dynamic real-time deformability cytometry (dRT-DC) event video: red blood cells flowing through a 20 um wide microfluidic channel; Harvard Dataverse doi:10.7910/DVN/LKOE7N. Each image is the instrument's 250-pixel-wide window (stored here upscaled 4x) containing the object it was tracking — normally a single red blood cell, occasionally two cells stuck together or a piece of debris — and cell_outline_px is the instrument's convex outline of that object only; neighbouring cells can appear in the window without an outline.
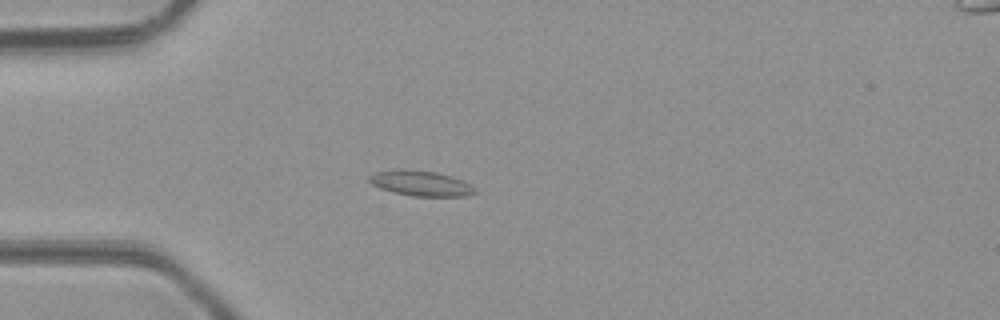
{"species": "common noctule bat (a hibernating species)", "species_latin": "Nyctalus noctula", "temperature_condition": "room temperature", "stored_images_in_passage": 35, "camera_frame_rate_fps": 3000, "um_per_image_px": 0.085, "animal": {"sex": "male", "body_mass_g": 23.1, "forearm_length_mm": 52.7}, "frame": {"image": 1, "passage_image": 1, "time_ms": 0.0, "image_size_px": [1000, 320], "cell_outline_px": [[476, 192], [468, 196], [412, 196], [380, 188], [372, 184], [368, 180], [368, 176], [376, 172], [396, 168], [404, 168], [436, 172], [452, 176], [472, 184], [476, 188]], "centroid_in_image_um": [35.78, 15.56], "position_along_channel_um": 49.2, "area_um2": 15.78}}
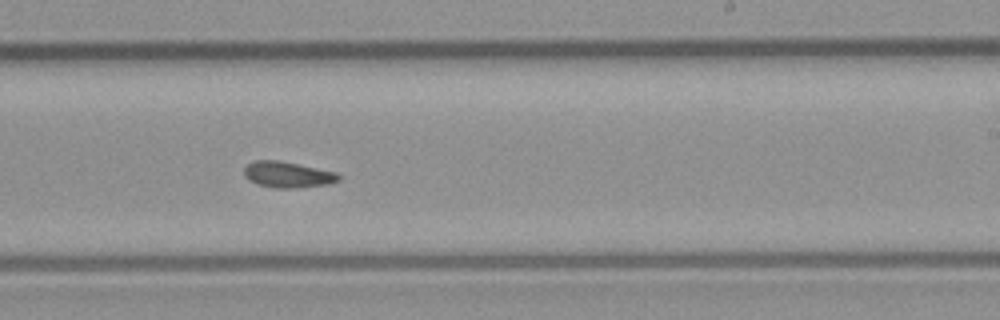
{"frame": {"image": 2, "passage_image": 17, "time_ms": 5.333, "image_size_px": [1000, 320], "cell_outline_px": [[340, 180], [328, 184], [292, 188], [276, 188], [256, 184], [248, 180], [244, 176], [244, 168], [248, 164], [256, 160], [280, 160], [336, 172], [340, 176]], "centroid_in_image_um": [24.43, 14.84], "position_along_channel_um": 264.6, "area_um2": 14.33}}
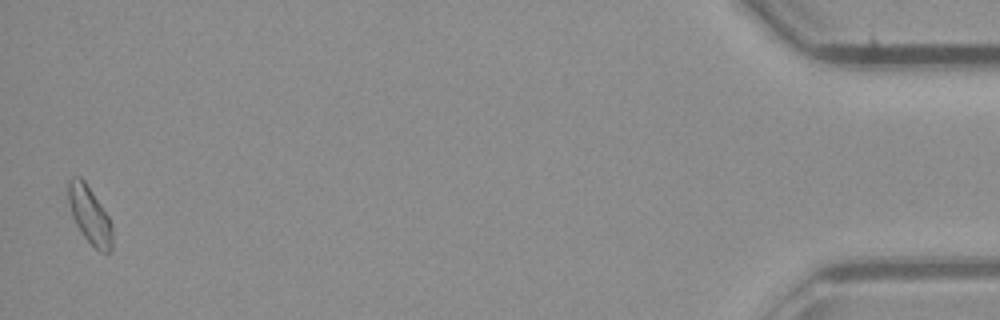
{"frame": {"image": 3, "passage_image": 35, "time_ms": 11.333, "image_size_px": [1000, 320], "cell_outline_px": [[112, 248], [108, 252], [100, 252], [84, 236], [76, 224], [72, 216], [68, 200], [68, 180], [72, 176], [80, 176], [84, 180], [108, 216], [112, 224]], "centroid_in_image_um": [7.61, 18.26], "position_along_channel_um": 427.6, "area_um2": 14.51}, "authors_computed_cell_mechanics": {"area_um2": 14.1032, "velocity_mm_per_s": 4.3049, "shape_relaxation_time_tau1_ms": null, "shape_relaxation_time_tau2_ms": 8.1429, "deformation_change_tau1": null, "deformation_change_tau2": 0.1454}}